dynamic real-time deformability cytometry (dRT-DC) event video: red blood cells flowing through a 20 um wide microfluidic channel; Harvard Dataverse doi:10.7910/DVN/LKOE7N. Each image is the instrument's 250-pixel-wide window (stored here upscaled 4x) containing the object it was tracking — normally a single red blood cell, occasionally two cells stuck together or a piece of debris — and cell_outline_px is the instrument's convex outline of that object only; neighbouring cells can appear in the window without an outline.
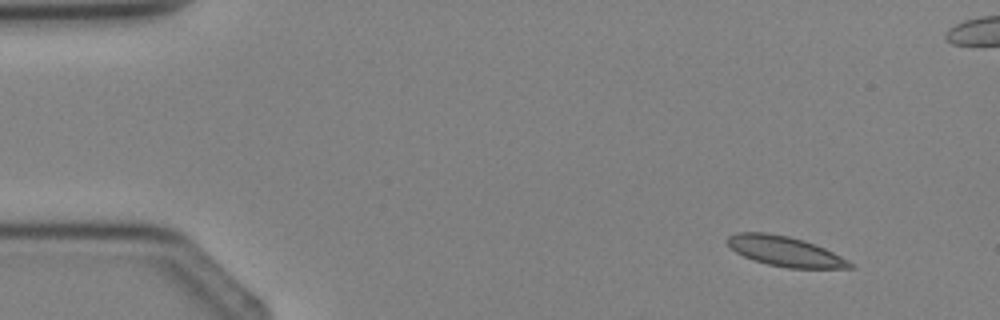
{"species": "Egyptian fruit bat (a non-hibernating species)", "species_latin": "Rousettus aegyptiacus", "temperature_condition": "cold", "stored_images_in_passage": 3, "camera_frame_rate_fps": 3000, "um_per_image_px": 0.085, "animal": {"sex": "female"}, "frame": {"image": 1, "passage_image": 1, "time_ms": 0.0, "image_size_px": [1000, 320], "cell_outline_px": [[852, 268], [788, 268], [768, 264], [752, 260], [736, 252], [728, 244], [728, 236], [736, 232], [764, 232], [788, 236], [804, 240], [824, 248], [848, 260], [852, 264]], "centroid_in_image_um": [66.7, 21.35], "position_along_channel_um": 18.3, "area_um2": 21.15}}